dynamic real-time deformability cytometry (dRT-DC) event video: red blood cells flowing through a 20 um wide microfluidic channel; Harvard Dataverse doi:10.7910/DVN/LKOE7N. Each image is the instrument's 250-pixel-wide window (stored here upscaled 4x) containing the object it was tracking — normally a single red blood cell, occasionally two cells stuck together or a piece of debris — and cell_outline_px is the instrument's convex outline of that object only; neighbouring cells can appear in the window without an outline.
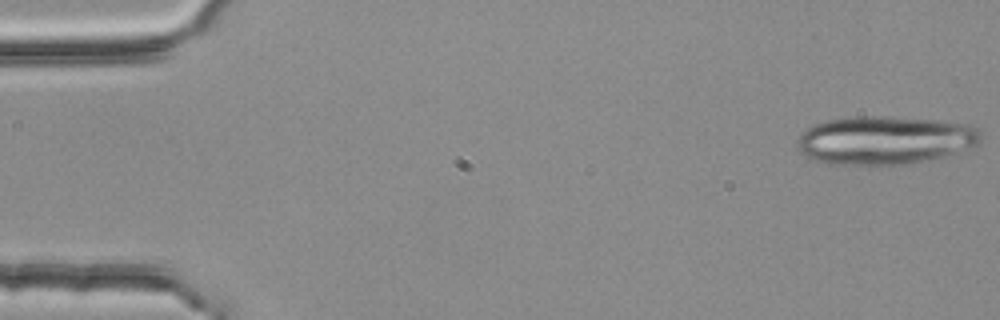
{"species": "common noctule bat (a hibernating species)", "species_latin": "Nyctalus noctula", "temperature_condition": "room temperature", "stored_images_in_passage": 18, "camera_frame_rate_fps": 3000, "um_per_image_px": 0.085, "animal": {"sex": "female", "body_mass_g": 25.1}, "frame": {"image": 1, "passage_image": 1, "time_ms": 0.0, "image_size_px": [1000, 320], "cell_outline_px": [[980, 144], [956, 152], [940, 156], [904, 164], [832, 164], [816, 160], [800, 152], [796, 148], [796, 140], [812, 124], [824, 120], [856, 116], [892, 116], [940, 120], [968, 124], [980, 128]], "centroid_in_image_um": [75.2, 11.88], "position_along_channel_um": 9.8, "area_um2": 51.67}}